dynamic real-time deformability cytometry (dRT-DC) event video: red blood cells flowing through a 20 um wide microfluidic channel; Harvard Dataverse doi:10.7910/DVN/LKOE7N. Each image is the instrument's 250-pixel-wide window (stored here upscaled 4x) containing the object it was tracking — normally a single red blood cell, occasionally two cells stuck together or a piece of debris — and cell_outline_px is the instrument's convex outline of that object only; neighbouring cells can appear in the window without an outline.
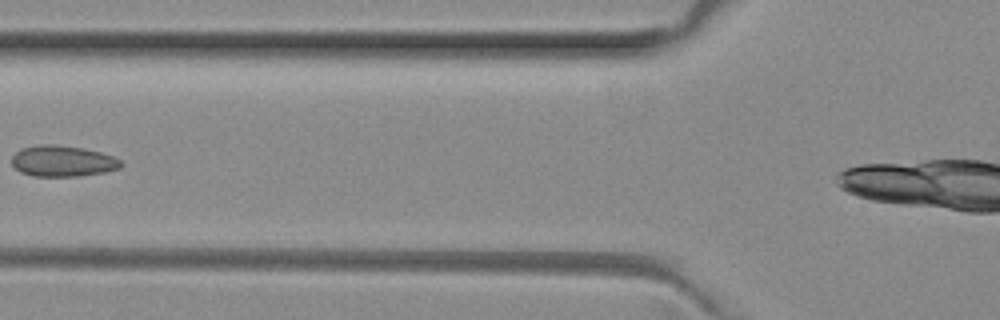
{"species": "common noctule bat (a hibernating species)", "species_latin": "Nyctalus noctula", "temperature_condition": "room temperature", "stored_images_in_passage": 4, "camera_frame_rate_fps": 3000, "um_per_image_px": 0.085, "animal": {"sex": "female", "body_mass_g": 29.2, "forearm_length_mm": 56.3}, "frame": {"image": 1, "passage_image": 4, "time_ms": 1.0, "image_size_px": [1000, 320], "cell_outline_px": [[124, 164], [120, 168], [104, 172], [76, 176], [32, 176], [20, 172], [12, 164], [12, 156], [20, 148], [40, 144], [56, 144], [84, 148], [100, 152], [112, 156], [120, 160]], "centroid_in_image_um": [5.31, 13.68], "position_along_channel_um": 120.5, "area_um2": 19.83}}